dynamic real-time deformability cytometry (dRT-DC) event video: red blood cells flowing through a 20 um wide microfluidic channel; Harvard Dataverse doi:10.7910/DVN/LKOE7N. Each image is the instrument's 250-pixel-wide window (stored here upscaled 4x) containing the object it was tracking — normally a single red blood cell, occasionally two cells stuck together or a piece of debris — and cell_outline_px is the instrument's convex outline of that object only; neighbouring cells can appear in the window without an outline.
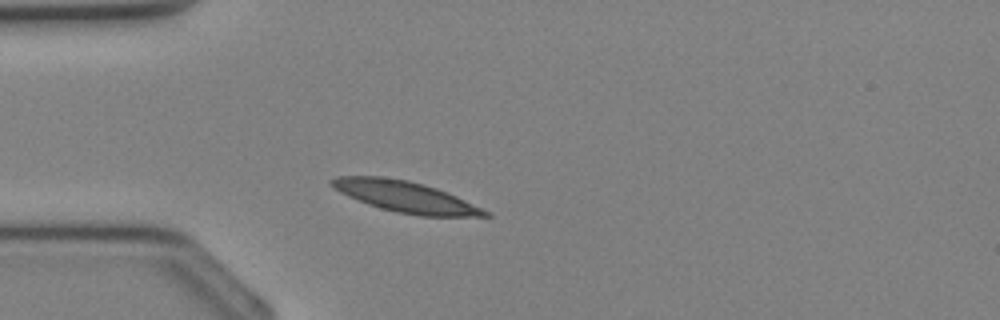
{"species": "Egyptian fruit bat (a non-hibernating species)", "species_latin": "Rousettus aegyptiacus", "temperature_condition": "cold", "stored_images_in_passage": 27, "camera_frame_rate_fps": 3000, "um_per_image_px": 0.085, "animal": {"sex": "female"}, "frame": {"image": 1, "passage_image": 1, "time_ms": 0.0, "image_size_px": [1000, 320], "cell_outline_px": [[492, 216], [420, 216], [396, 212], [380, 208], [368, 204], [348, 196], [332, 188], [328, 184], [328, 180], [336, 176], [380, 176], [408, 180], [424, 184], [436, 188], [456, 196], [492, 212]], "centroid_in_image_um": [34.44, 16.71], "position_along_channel_um": 50.6, "area_um2": 27.86}}
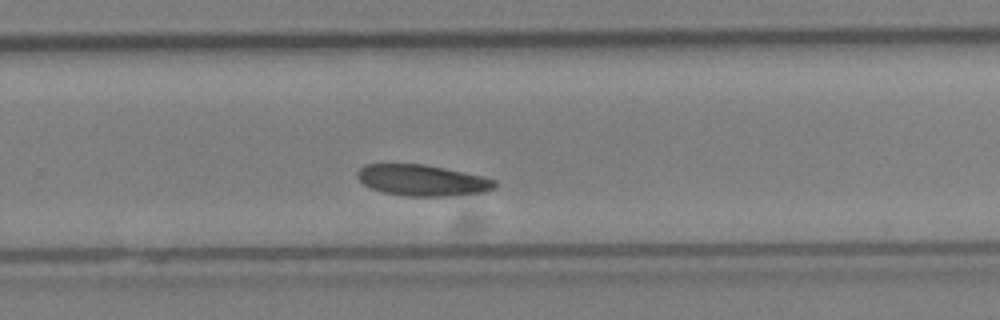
{"frame": {"image": 2, "passage_image": 15, "time_ms": 4.667, "image_size_px": [1000, 320], "cell_outline_px": [[496, 184], [492, 188], [484, 192], [456, 196], [408, 196], [384, 192], [372, 188], [364, 184], [356, 176], [356, 172], [364, 164], [424, 164], [484, 176], [496, 180]], "centroid_in_image_um": [35.9, 15.32], "position_along_channel_um": 293.9, "area_um2": 24.91}}
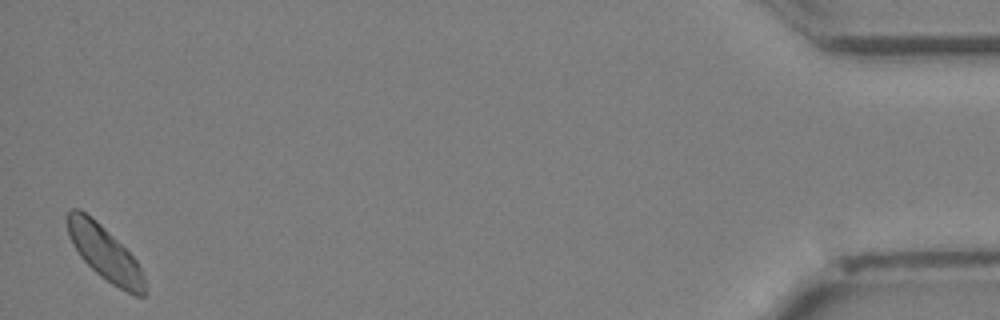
{"frame": {"image": 3, "passage_image": 27, "time_ms": 8.667, "image_size_px": [1000, 320], "cell_outline_px": [[148, 296], [136, 296], [112, 284], [100, 276], [80, 256], [72, 244], [68, 236], [68, 212], [72, 208], [80, 208], [96, 220], [136, 260], [148, 284]], "centroid_in_image_um": [8.94, 21.55], "position_along_channel_um": 426.3, "area_um2": 24.28}}